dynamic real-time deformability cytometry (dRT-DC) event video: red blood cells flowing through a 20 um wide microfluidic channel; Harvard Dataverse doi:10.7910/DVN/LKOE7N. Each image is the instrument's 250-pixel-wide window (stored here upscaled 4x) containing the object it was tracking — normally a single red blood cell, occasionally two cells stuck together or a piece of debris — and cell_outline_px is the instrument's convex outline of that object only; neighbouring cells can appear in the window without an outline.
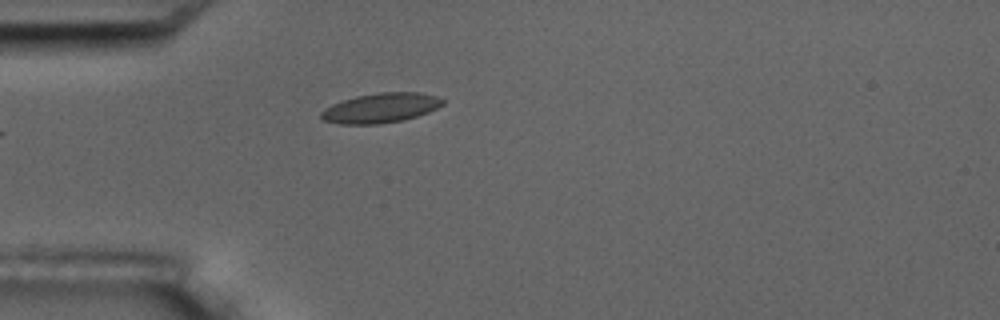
{"species": "common noctule bat (a hibernating species)", "species_latin": "Nyctalus noctula", "temperature_condition": "room temperature", "stored_images_in_passage": 4, "camera_frame_rate_fps": 3000, "um_per_image_px": 0.085, "animal": {"sex": "male", "body_mass_g": 17.5, "forearm_length_mm": 52.3}, "frame": {"image": 1, "passage_image": 4, "time_ms": 4.333, "image_size_px": [1000, 320], "cell_outline_px": [[444, 104], [428, 112], [404, 120], [380, 124], [340, 124], [324, 120], [320, 116], [320, 112], [324, 108], [332, 104], [356, 96], [380, 92], [420, 92], [436, 96], [444, 100]], "centroid_in_image_um": [32.36, 9.17], "position_along_channel_um": 52.6, "area_um2": 21.04}}